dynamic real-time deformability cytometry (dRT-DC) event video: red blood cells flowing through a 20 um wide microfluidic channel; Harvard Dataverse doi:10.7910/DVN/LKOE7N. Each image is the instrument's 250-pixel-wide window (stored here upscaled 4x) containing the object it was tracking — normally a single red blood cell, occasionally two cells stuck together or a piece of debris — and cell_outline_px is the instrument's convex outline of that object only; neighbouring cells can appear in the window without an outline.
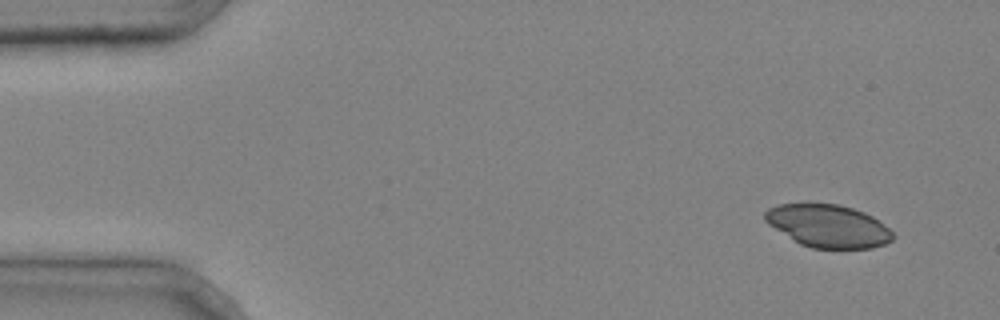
{"species": "common noctule bat (a hibernating species)", "species_latin": "Nyctalus noctula", "temperature_condition": "cold", "stored_images_in_passage": 3, "camera_frame_rate_fps": 3000, "um_per_image_px": 0.085, "animal": {"sex": "male", "body_mass_g": 20.4}, "frame": {"image": 1, "passage_image": 1, "time_ms": 0.0, "image_size_px": [1000, 320], "cell_outline_px": [[896, 236], [892, 240], [884, 244], [872, 248], [812, 248], [800, 244], [768, 224], [764, 220], [764, 212], [768, 208], [780, 204], [840, 204], [864, 212], [872, 216], [888, 228]], "centroid_in_image_um": [70.39, 19.21], "position_along_channel_um": 14.6, "area_um2": 31.67}}